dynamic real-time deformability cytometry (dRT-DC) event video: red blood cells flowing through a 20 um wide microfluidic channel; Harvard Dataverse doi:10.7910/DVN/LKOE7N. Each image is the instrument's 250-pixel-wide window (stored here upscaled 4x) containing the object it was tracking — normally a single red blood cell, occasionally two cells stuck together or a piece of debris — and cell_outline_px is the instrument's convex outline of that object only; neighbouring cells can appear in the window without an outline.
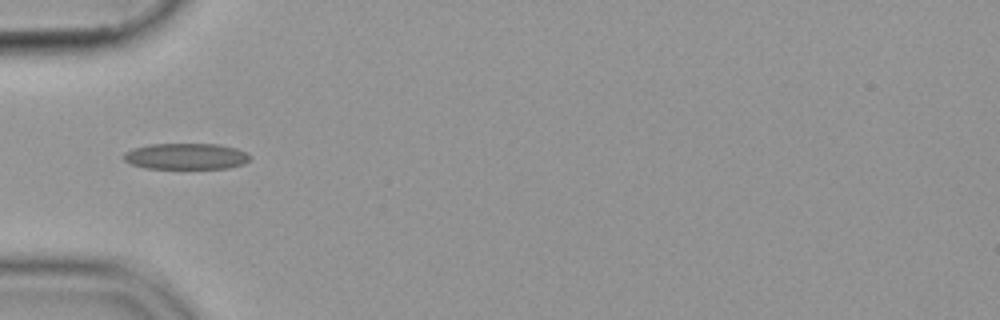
{"species": "common noctule bat (a hibernating species)", "species_latin": "Nyctalus noctula", "temperature_condition": "cold", "stored_images_in_passage": 37, "camera_frame_rate_fps": 3000, "um_per_image_px": 0.085, "animal": {"sex": "female", "body_mass_g": 19.9}, "frame": {"image": 1, "passage_image": 1, "time_ms": 0.0, "image_size_px": [1000, 320], "cell_outline_px": [[252, 156], [244, 164], [228, 168], [144, 168], [132, 164], [124, 160], [120, 156], [124, 152], [132, 148], [148, 144], [216, 144], [236, 148], [248, 152]], "centroid_in_image_um": [15.79, 13.28], "position_along_channel_um": 69.2, "area_um2": 19.42}}
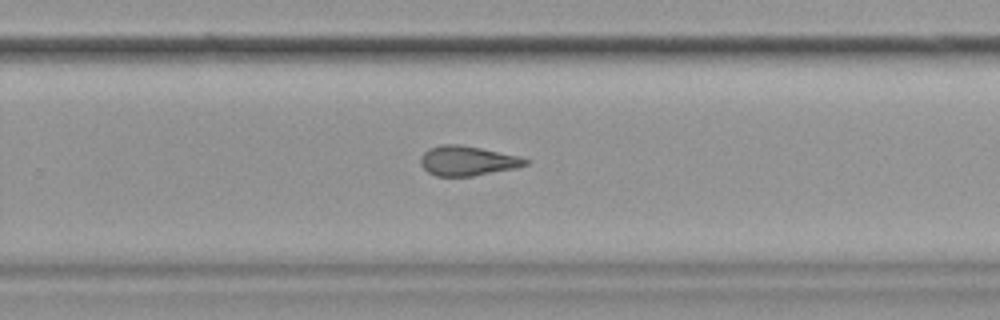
{"frame": {"image": 2, "passage_image": 19, "time_ms": 6.0, "image_size_px": [1000, 320], "cell_outline_px": [[528, 164], [520, 168], [472, 176], [436, 176], [428, 172], [420, 164], [420, 156], [428, 148], [440, 144], [460, 144], [520, 156], [528, 160]], "centroid_in_image_um": [39.74, 13.67], "position_along_channel_um": 290.1, "area_um2": 18.38}}
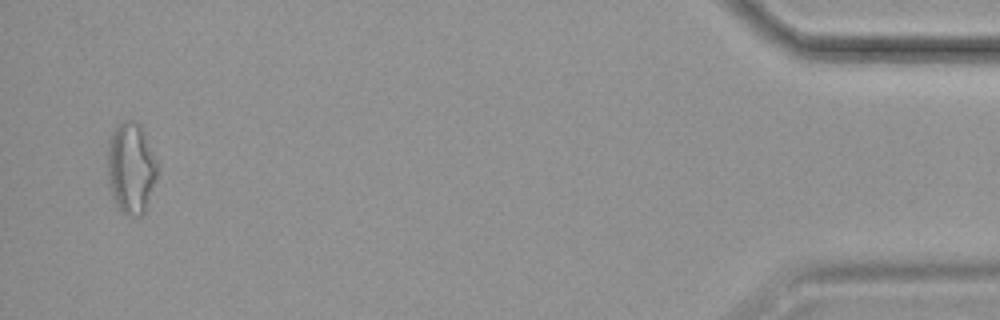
{"frame": {"image": 3, "passage_image": 36, "time_ms": 11.667, "image_size_px": [1000, 320], "cell_outline_px": [[156, 180], [144, 212], [140, 216], [128, 216], [116, 204], [112, 196], [108, 184], [108, 144], [112, 132], [116, 124], [124, 120], [132, 120], [140, 124], [144, 132], [156, 164]], "centroid_in_image_um": [11.1, 14.27], "position_along_channel_um": 424.1, "area_um2": 26.13}}